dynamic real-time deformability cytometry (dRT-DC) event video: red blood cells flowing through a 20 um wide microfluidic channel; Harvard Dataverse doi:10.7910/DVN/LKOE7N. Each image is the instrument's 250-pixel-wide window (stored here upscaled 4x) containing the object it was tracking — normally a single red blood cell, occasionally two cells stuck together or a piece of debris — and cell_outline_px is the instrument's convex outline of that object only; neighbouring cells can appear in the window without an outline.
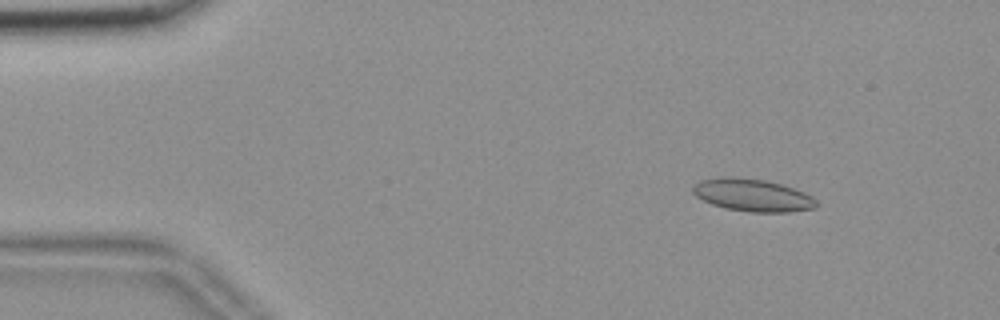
{"species": "common noctule bat (a hibernating species)", "species_latin": "Nyctalus noctula", "temperature_condition": "room temperature", "stored_images_in_passage": 56, "camera_frame_rate_fps": 3000, "um_per_image_px": 0.085, "animal": {"sex": "female", "body_mass_g": 18.4}, "frame": {"image": 1, "passage_image": 7, "time_ms": 2.0, "image_size_px": [1000, 320], "cell_outline_px": [[816, 208], [788, 212], [748, 212], [724, 208], [712, 204], [696, 196], [692, 192], [692, 188], [700, 180], [720, 176], [732, 176], [764, 180], [780, 184], [804, 192], [812, 196], [816, 200]], "centroid_in_image_um": [63.94, 16.59], "position_along_channel_um": 21.1, "area_um2": 23.41}}
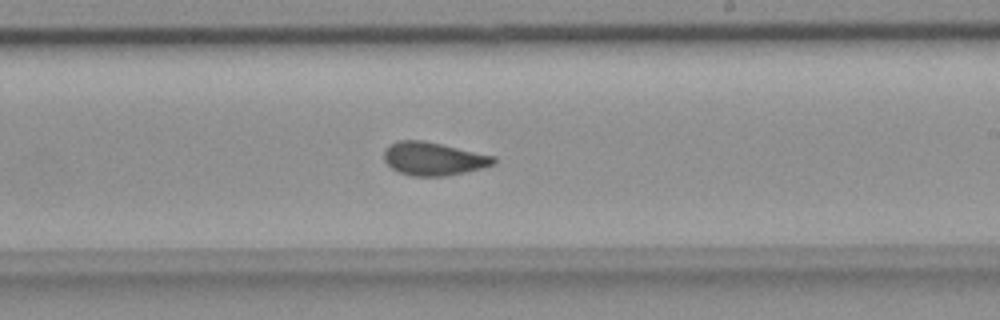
{"frame": {"image": 2, "passage_image": 33, "time_ms": 10.667, "image_size_px": [1000, 320], "cell_outline_px": [[496, 164], [464, 172], [444, 176], [412, 176], [400, 172], [392, 168], [384, 160], [384, 148], [400, 140], [420, 140], [440, 144], [496, 156]], "centroid_in_image_um": [36.85, 13.49], "position_along_channel_um": 252.2, "area_um2": 20.98}}
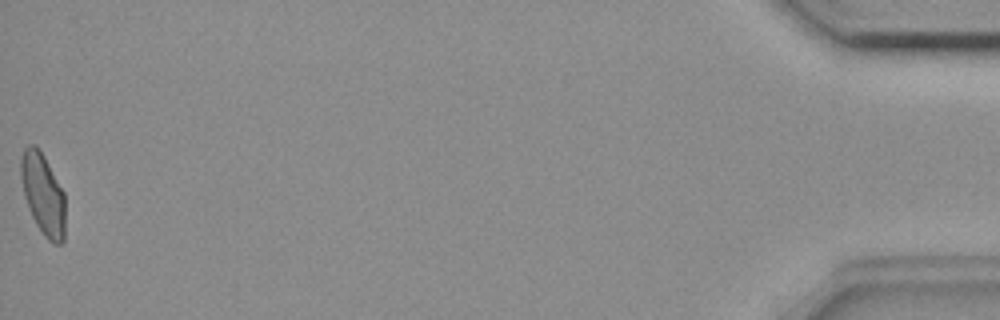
{"frame": {"image": 3, "passage_image": 56, "time_ms": 18.333, "image_size_px": [1000, 320], "cell_outline_px": [[64, 240], [60, 244], [52, 244], [44, 236], [36, 224], [28, 208], [24, 196], [20, 176], [20, 156], [24, 148], [28, 144], [36, 144], [44, 156], [64, 192]], "centroid_in_image_um": [3.63, 16.48], "position_along_channel_um": 431.6, "area_um2": 21.21}, "authors_computed_cell_mechanics": {"area_um2": 21.4149, "velocity_mm_per_s": 3.6317, "shape_relaxation_time_tau1_ms": null, "shape_relaxation_time_tau2_ms": 1.2259, "deformation_change_tau1": null, "deformation_change_tau2": 0.0623}}